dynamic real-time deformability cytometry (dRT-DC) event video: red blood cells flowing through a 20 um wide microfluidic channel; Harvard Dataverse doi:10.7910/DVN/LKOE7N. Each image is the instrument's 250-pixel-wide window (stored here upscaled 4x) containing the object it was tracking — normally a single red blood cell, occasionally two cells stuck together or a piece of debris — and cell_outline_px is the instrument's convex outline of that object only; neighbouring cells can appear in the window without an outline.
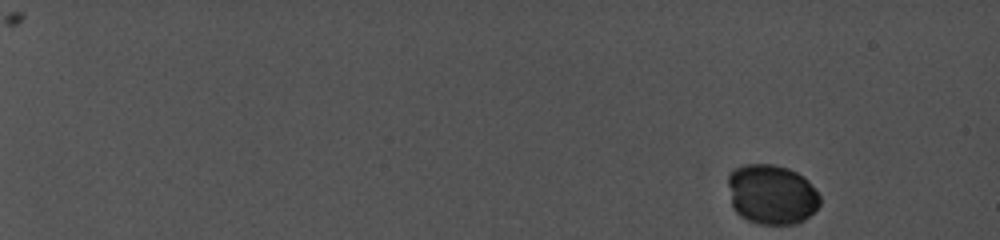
{"species": "common noctule bat (a hibernating species)", "species_latin": "Nyctalus noctula", "temperature_condition": "cold", "stored_images_in_passage": 66, "camera_frame_rate_fps": 5000, "um_per_image_px": 0.085, "animal": {"sex": "female", "body_mass_g": 19.0, "forearm_length_mm": 56.7}, "frame": {"image": 1, "passage_image": 1, "time_ms": 0.0, "image_size_px": [1000, 240], "cell_outline_px": [[820, 204], [804, 220], [796, 224], [756, 224], [740, 216], [732, 208], [728, 184], [728, 176], [736, 168], [744, 164], [772, 164], [788, 168], [804, 176], [808, 180], [820, 196]], "centroid_in_image_um": [65.58, 16.53], "position_along_channel_um": 19.4, "area_um2": 32.19}}
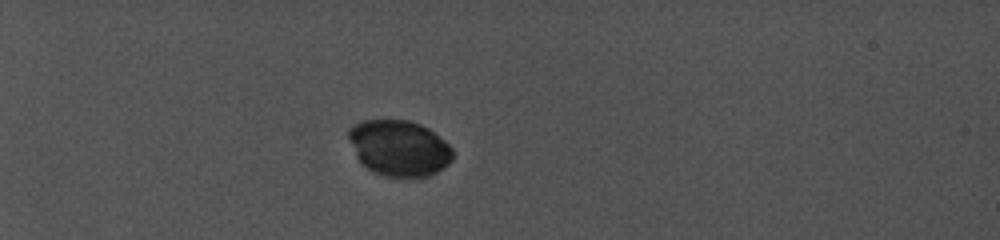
{"frame": {"image": 2, "passage_image": 26, "time_ms": 5.2, "image_size_px": [1000, 240], "cell_outline_px": [[452, 160], [448, 164], [436, 172], [428, 176], [412, 180], [384, 176], [372, 172], [356, 156], [348, 136], [348, 128], [352, 124], [360, 120], [408, 120], [420, 124], [428, 128], [444, 140], [452, 148]], "centroid_in_image_um": [33.92, 12.61], "position_along_channel_um": 51.1, "area_um2": 34.39}}